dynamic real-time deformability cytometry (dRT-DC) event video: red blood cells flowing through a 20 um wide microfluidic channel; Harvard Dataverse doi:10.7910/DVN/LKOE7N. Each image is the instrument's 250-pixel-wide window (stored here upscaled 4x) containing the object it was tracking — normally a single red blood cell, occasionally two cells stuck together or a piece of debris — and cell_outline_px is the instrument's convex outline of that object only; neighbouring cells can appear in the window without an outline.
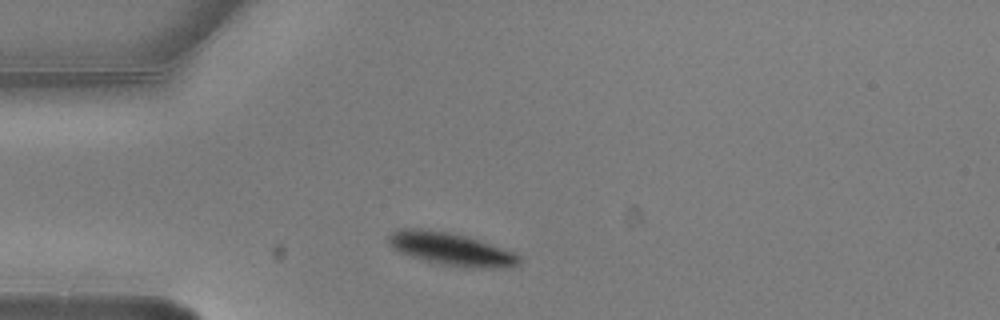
{"species": "common noctule bat (a hibernating species)", "species_latin": "Nyctalus noctula", "temperature_condition": "warm", "stored_images_in_passage": 7, "camera_frame_rate_fps": 3000, "um_per_image_px": 0.085, "animal": {"sex": "male", "body_mass_g": 20.5, "forearm_length_mm": 52.5}, "frame": {"image": 1, "passage_image": 1, "time_ms": 0.0, "image_size_px": [1000, 320], "cell_outline_px": [[520, 264], [512, 268], [460, 268], [412, 256], [400, 252], [392, 248], [388, 244], [388, 236], [392, 232], [400, 228], [420, 228], [448, 232], [464, 236], [512, 252], [520, 256]], "centroid_in_image_um": [38.33, 21.18], "position_along_channel_um": 46.7, "area_um2": 24.62}}
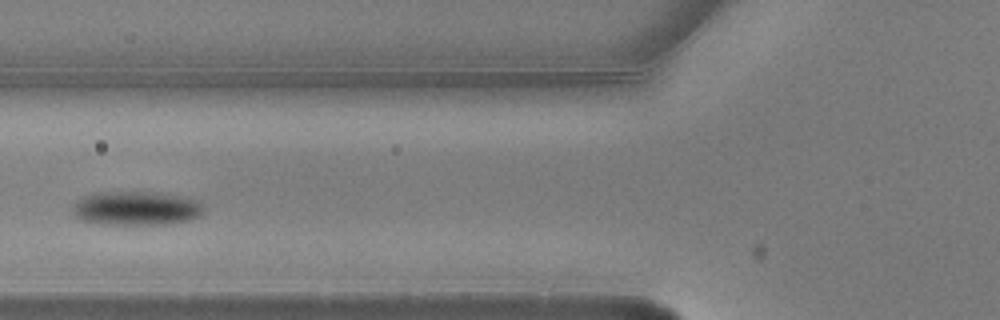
{"frame": {"image": 2, "passage_image": 3, "time_ms": 0.667, "image_size_px": [1000, 320], "cell_outline_px": [[204, 212], [200, 216], [192, 220], [176, 224], [100, 224], [80, 220], [76, 216], [76, 204], [84, 196], [104, 192], [148, 192], [180, 196], [196, 200], [204, 208]], "centroid_in_image_um": [11.67, 17.73], "position_along_channel_um": 114.1, "area_um2": 25.66}}
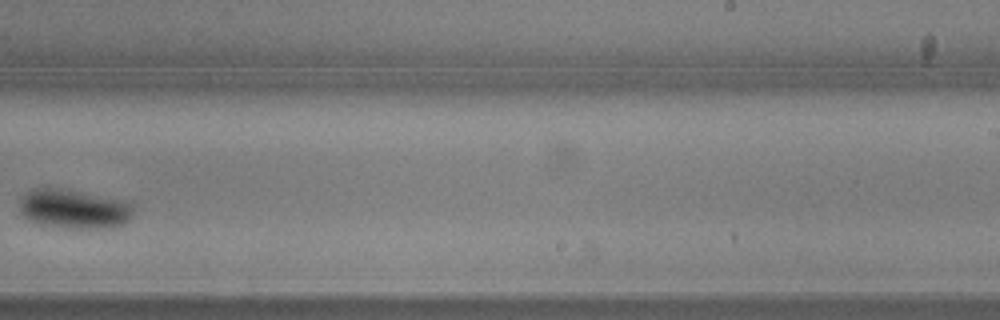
{"frame": {"image": 3, "passage_image": 7, "time_ms": 2.0, "image_size_px": [1000, 320], "cell_outline_px": [[132, 216], [124, 224], [108, 228], [64, 228], [40, 224], [24, 216], [20, 212], [20, 200], [28, 192], [36, 188], [64, 188], [132, 200]], "centroid_in_image_um": [6.37, 17.74], "position_along_channel_um": 282.6, "area_um2": 26.47}}